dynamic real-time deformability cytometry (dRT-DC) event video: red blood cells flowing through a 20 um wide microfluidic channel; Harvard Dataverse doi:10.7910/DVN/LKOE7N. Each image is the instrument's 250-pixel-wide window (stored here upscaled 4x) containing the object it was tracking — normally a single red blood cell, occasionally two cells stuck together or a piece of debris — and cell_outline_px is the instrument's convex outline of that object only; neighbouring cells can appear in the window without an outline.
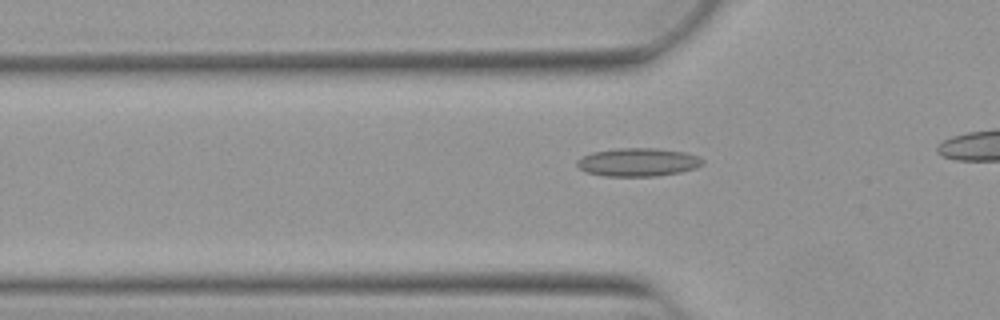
{"species": "Egyptian fruit bat (a non-hibernating species)", "species_latin": "Rousettus aegyptiacus", "temperature_condition": "warm", "stored_images_in_passage": 37, "camera_frame_rate_fps": 3000, "um_per_image_px": 0.085, "animal": {"sex": "female"}, "frame": {"image": 1, "passage_image": 12, "time_ms": 3.667, "image_size_px": [1000, 320], "cell_outline_px": [[704, 164], [696, 168], [680, 172], [656, 176], [604, 176], [588, 172], [580, 168], [576, 164], [576, 160], [592, 152], [620, 148], [656, 148], [684, 152], [700, 156], [704, 160]], "centroid_in_image_um": [54.27, 13.78], "position_along_channel_um": 71.5, "area_um2": 20.69}}
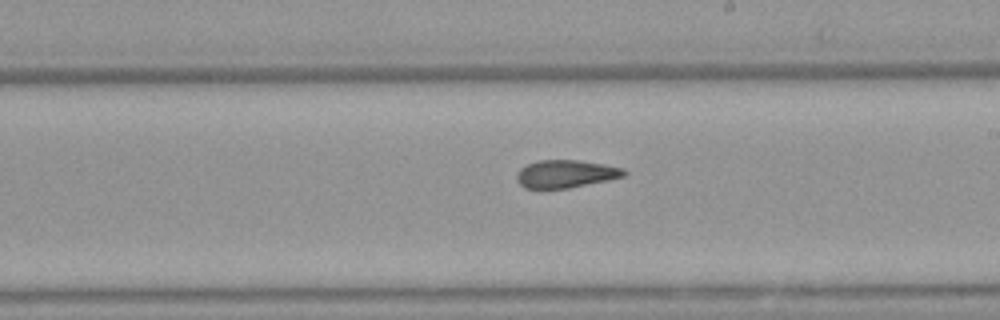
{"frame": {"image": 2, "passage_image": 25, "time_ms": 8.0, "image_size_px": [1000, 320], "cell_outline_px": [[628, 172], [624, 176], [608, 180], [568, 188], [540, 192], [536, 192], [524, 188], [516, 180], [516, 176], [520, 168], [528, 164], [540, 160], [576, 160], [604, 164], [624, 168]], "centroid_in_image_um": [48.02, 14.83], "position_along_channel_um": 241.0, "area_um2": 17.98}}
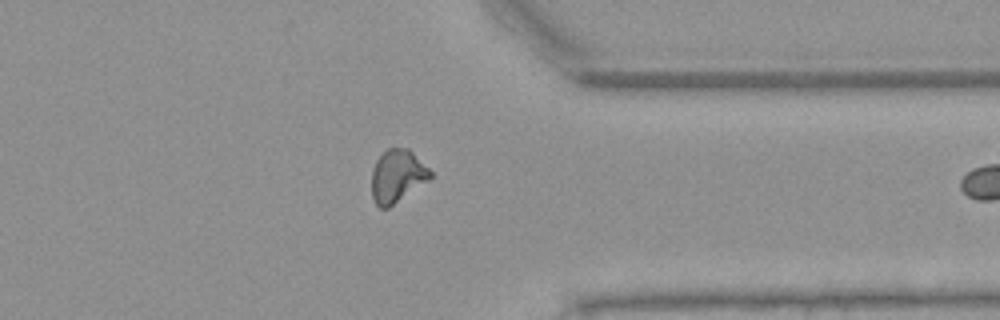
{"frame": {"image": 3, "passage_image": 36, "time_ms": 11.667, "image_size_px": [1000, 320], "cell_outline_px": [[432, 176], [428, 180], [388, 208], [380, 208], [376, 204], [372, 196], [372, 168], [376, 160], [388, 148], [408, 148], [432, 172]], "centroid_in_image_um": [33.74, 14.96], "position_along_channel_um": 377.7, "area_um2": 17.74}}